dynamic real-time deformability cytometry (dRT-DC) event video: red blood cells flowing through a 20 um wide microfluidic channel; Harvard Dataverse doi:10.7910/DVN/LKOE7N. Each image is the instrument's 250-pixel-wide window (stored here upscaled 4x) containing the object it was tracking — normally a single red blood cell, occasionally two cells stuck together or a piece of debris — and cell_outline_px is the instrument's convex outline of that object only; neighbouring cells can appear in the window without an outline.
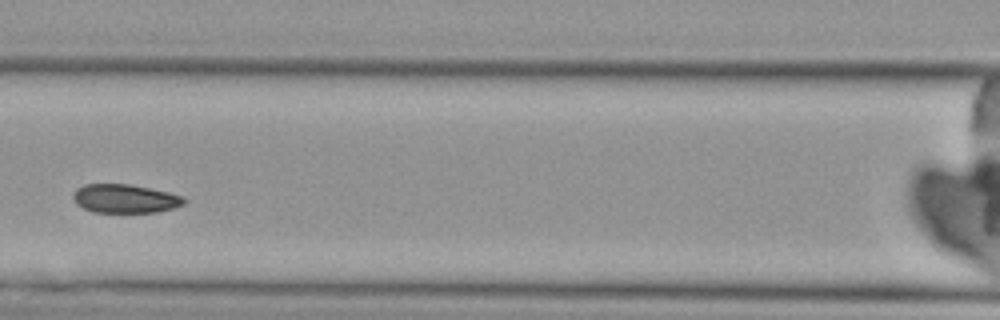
{"species": "Egyptian fruit bat (a non-hibernating species)", "species_latin": "Rousettus aegyptiacus", "temperature_condition": "cold", "stored_images_in_passage": 3, "camera_frame_rate_fps": 3000, "um_per_image_px": 0.085, "animal": {"sex": "female"}, "frame": {"image": 1, "passage_image": 3, "time_ms": 2.333, "image_size_px": [1000, 320], "cell_outline_px": [[184, 204], [172, 208], [156, 212], [92, 212], [76, 204], [72, 196], [72, 192], [76, 188], [84, 184], [128, 184], [168, 192], [184, 196]], "centroid_in_image_um": [10.57, 16.88], "position_along_channel_um": 156.0, "area_um2": 18.5}}